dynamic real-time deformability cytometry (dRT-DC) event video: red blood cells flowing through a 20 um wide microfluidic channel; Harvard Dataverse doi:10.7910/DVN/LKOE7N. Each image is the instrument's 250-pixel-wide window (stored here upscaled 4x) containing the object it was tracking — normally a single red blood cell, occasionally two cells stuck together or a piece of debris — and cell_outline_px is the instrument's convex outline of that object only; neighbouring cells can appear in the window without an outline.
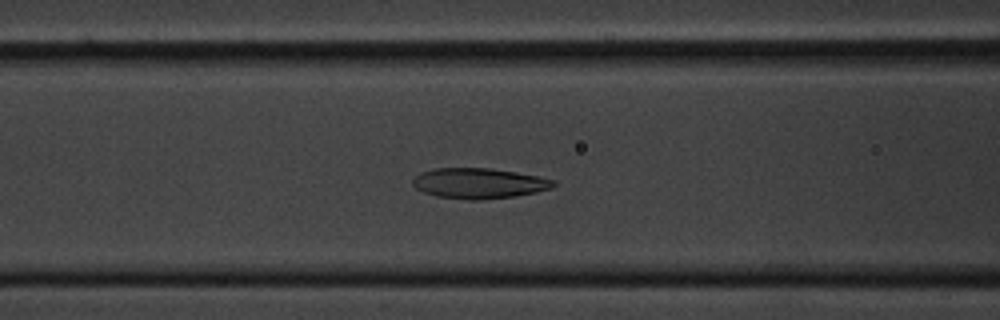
{"species": "common noctule bat (a hibernating species)", "species_latin": "Nyctalus noctula", "temperature_condition": "cold", "stored_images_in_passage": 38, "camera_frame_rate_fps": 3000, "um_per_image_px": 0.085, "animal": {"sex": "male", "body_mass_g": 20.1, "forearm_length_mm": 53.5}, "frame": {"image": 1, "passage_image": 7, "time_ms": 2.0, "image_size_px": [1000, 320], "cell_outline_px": [[556, 184], [552, 188], [536, 192], [516, 196], [480, 200], [468, 200], [436, 196], [424, 192], [416, 188], [412, 184], [412, 180], [420, 172], [432, 168], [488, 168], [516, 172], [556, 180]], "centroid_in_image_um": [40.7, 15.58], "position_along_channel_um": 125.9, "area_um2": 25.03}}
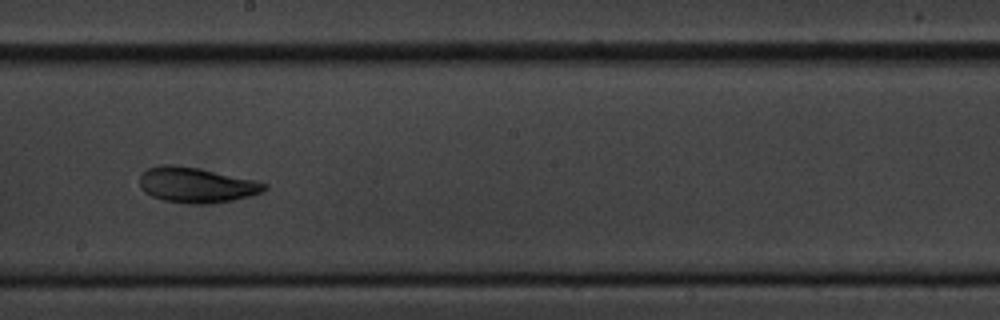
{"frame": {"image": 2, "passage_image": 16, "time_ms": 5.0, "image_size_px": [1000, 320], "cell_outline_px": [[268, 188], [260, 192], [248, 196], [232, 200], [208, 204], [188, 204], [164, 200], [152, 196], [144, 192], [140, 188], [140, 176], [148, 168], [160, 164], [172, 164], [196, 168], [252, 180], [268, 184]], "centroid_in_image_um": [16.63, 15.73], "position_along_channel_um": 231.6, "area_um2": 25.32}}
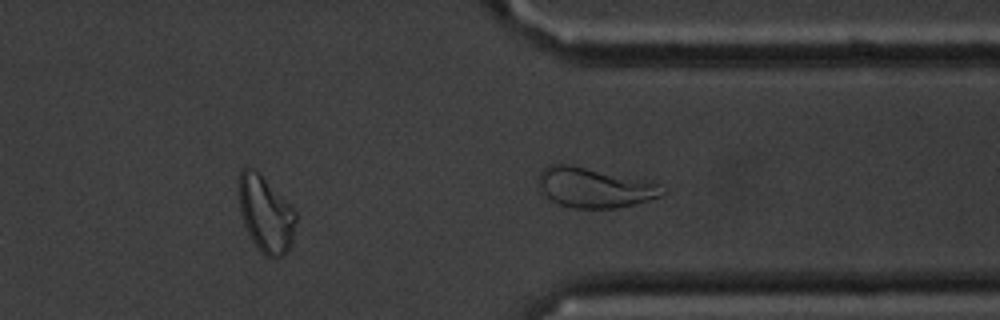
{"frame": {"image": 3, "passage_image": 27, "time_ms": 8.667, "image_size_px": [1000, 320], "cell_outline_px": [[296, 220], [292, 244], [284, 256], [264, 256], [260, 252], [252, 240], [244, 224], [240, 212], [236, 184], [240, 172], [244, 168], [252, 168], [260, 172], [296, 212]], "centroid_in_image_um": [22.55, 18.17], "position_along_channel_um": 388.8, "area_um2": 25.61}, "authors_computed_cell_mechanics": {"area_um2": 24.9696, "velocity_mm_per_s": 3.5222, "shape_relaxation_time_tau1_ms": 4.7928, "shape_relaxation_time_tau2_ms": 2.7439, "deformation_change_tau1": 0.146, "deformation_change_tau2": 0.0892}}